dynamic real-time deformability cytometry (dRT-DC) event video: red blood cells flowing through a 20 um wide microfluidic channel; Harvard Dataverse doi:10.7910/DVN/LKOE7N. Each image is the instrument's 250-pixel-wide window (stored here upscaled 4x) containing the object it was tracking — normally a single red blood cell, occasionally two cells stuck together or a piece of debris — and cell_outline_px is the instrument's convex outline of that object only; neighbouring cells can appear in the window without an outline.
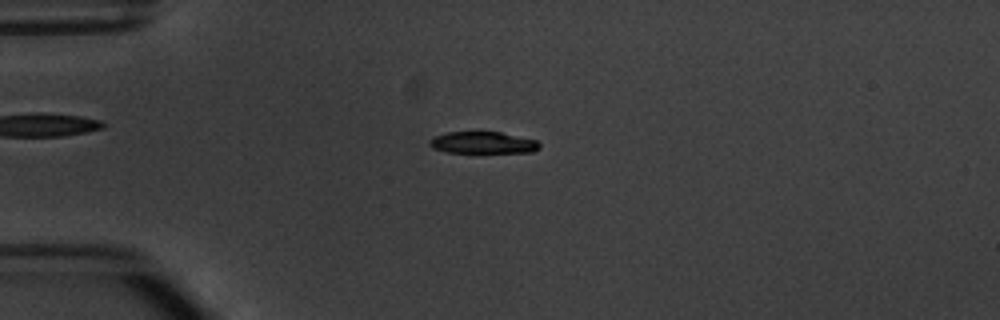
{"species": "common noctule bat (a hibernating species)", "species_latin": "Nyctalus noctula", "temperature_condition": "warm", "stored_images_in_passage": 5, "camera_frame_rate_fps": 3000, "um_per_image_px": 0.085, "animal": {"sex": "male", "body_mass_g": 20.1, "forearm_length_mm": 53.5}, "frame": {"image": 1, "passage_image": 4, "time_ms": 3.333, "image_size_px": [1000, 320], "cell_outline_px": [[540, 148], [532, 152], [444, 152], [432, 148], [428, 144], [436, 136], [448, 132], [500, 132], [536, 140], [540, 144]], "centroid_in_image_um": [41.06, 12.13], "position_along_channel_um": 43.9, "area_um2": 13.76}}